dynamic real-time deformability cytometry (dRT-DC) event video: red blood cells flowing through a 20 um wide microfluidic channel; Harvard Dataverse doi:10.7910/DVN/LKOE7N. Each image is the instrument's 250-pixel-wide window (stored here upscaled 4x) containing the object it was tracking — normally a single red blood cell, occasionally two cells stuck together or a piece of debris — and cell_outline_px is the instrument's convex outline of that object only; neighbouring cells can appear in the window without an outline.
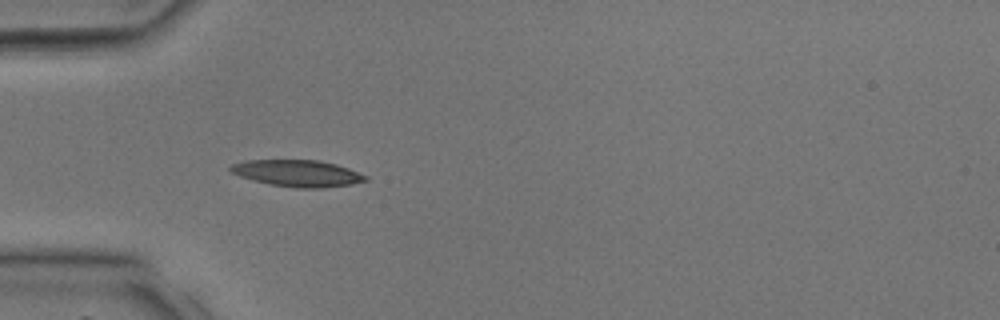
{"species": "common noctule bat (a hibernating species)", "species_latin": "Nyctalus noctula", "temperature_condition": "room temperature", "stored_images_in_passage": 27, "camera_frame_rate_fps": 3000, "um_per_image_px": 0.085, "animal": {"sex": "male", "body_mass_g": 17.9, "forearm_length_mm": 54.2}, "frame": {"image": 1, "passage_image": 1, "time_ms": 0.0, "image_size_px": [1000, 320], "cell_outline_px": [[368, 180], [352, 184], [324, 188], [300, 188], [272, 184], [240, 176], [232, 172], [228, 168], [232, 164], [244, 160], [320, 160], [336, 164], [348, 168], [368, 176]], "centroid_in_image_um": [25.33, 14.72], "position_along_channel_um": 59.7, "area_um2": 20.81}}
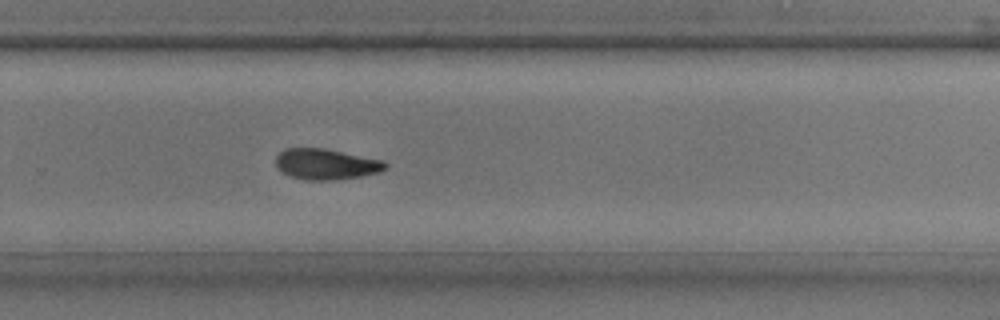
{"frame": {"image": 2, "passage_image": 15, "time_ms": 4.667, "image_size_px": [1000, 320], "cell_outline_px": [[388, 164], [380, 172], [360, 176], [332, 180], [304, 180], [288, 176], [280, 172], [276, 164], [276, 156], [284, 148], [324, 148], [384, 160]], "centroid_in_image_um": [27.68, 13.95], "position_along_channel_um": 302.1, "area_um2": 19.77}}
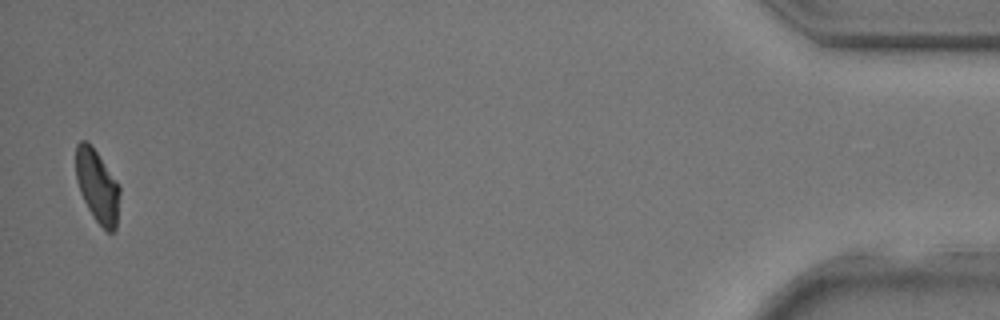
{"frame": {"image": 3, "passage_image": 27, "time_ms": 8.667, "image_size_px": [1000, 320], "cell_outline_px": [[120, 192], [116, 228], [112, 232], [108, 232], [92, 216], [80, 192], [76, 180], [76, 144], [80, 140], [84, 140], [96, 152], [116, 180], [120, 188]], "centroid_in_image_um": [8.27, 15.84], "position_along_channel_um": 426.9, "area_um2": 18.26}}